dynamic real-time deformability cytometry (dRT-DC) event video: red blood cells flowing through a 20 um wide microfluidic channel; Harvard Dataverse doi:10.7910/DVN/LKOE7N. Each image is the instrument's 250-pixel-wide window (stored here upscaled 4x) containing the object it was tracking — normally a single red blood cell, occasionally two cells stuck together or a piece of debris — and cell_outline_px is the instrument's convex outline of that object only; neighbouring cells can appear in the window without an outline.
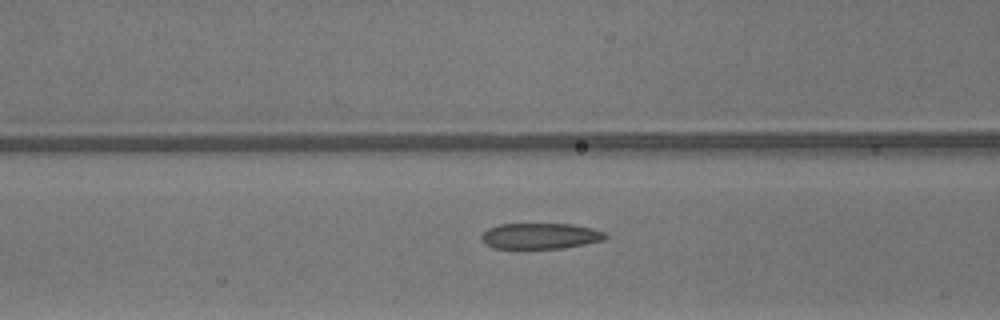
{"species": "common noctule bat (a hibernating species)", "species_latin": "Nyctalus noctula", "temperature_condition": "warm", "stored_images_in_passage": 39, "camera_frame_rate_fps": 3000, "um_per_image_px": 0.085, "animal": {"sex": "male", "body_mass_g": 13.3}, "frame": {"image": 1, "passage_image": 10, "time_ms": 3.0, "image_size_px": [1000, 320], "cell_outline_px": [[608, 236], [604, 240], [564, 248], [492, 248], [484, 244], [480, 236], [488, 228], [500, 224], [572, 224], [592, 228], [604, 232]], "centroid_in_image_um": [45.91, 20.06], "position_along_channel_um": 120.7, "area_um2": 18.67}}
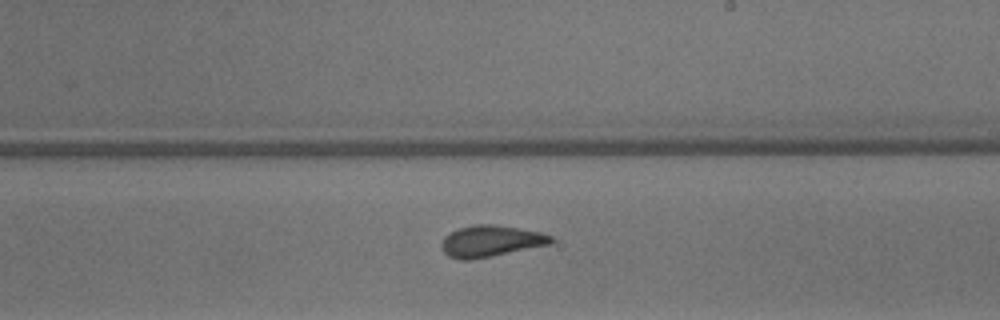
{"frame": {"image": 2, "passage_image": 19, "time_ms": 6.0, "image_size_px": [1000, 320], "cell_outline_px": [[552, 244], [492, 256], [468, 260], [460, 260], [448, 256], [440, 248], [440, 244], [444, 236], [456, 228], [476, 224], [496, 224], [540, 232], [552, 236]], "centroid_in_image_um": [41.67, 20.49], "position_along_channel_um": 247.3, "area_um2": 20.23}}
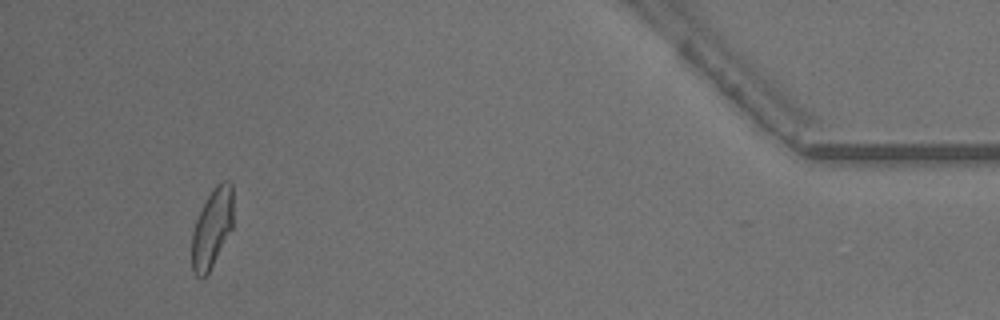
{"frame": {"image": 3, "passage_image": 36, "time_ms": 11.667, "image_size_px": [1000, 320], "cell_outline_px": [[232, 228], [208, 272], [204, 276], [196, 276], [192, 272], [192, 232], [196, 220], [212, 188], [216, 184], [224, 180], [228, 180], [232, 184]], "centroid_in_image_um": [18.02, 19.36], "position_along_channel_um": 417.2, "area_um2": 18.67}, "authors_computed_cell_mechanics": {"area_um2": 19.4208, "velocity_mm_per_s": 4.2229, "shape_relaxation_time_tau1_ms": 8.0945, "shape_relaxation_time_tau2_ms": 1.4133, "deformation_change_tau1": 0.2257, "deformation_change_tau2": 0.0937}}